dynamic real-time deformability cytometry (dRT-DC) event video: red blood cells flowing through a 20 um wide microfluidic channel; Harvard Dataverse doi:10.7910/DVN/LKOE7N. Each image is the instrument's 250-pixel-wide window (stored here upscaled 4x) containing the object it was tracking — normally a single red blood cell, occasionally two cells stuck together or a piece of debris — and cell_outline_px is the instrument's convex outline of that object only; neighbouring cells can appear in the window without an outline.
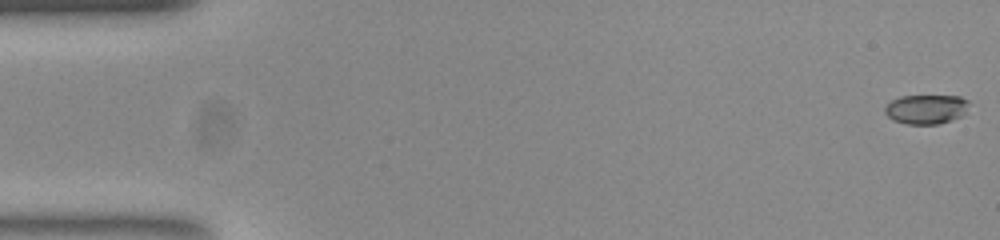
{"species": "common noctule bat (a hibernating species)", "species_latin": "Nyctalus noctula", "temperature_condition": "room temperature", "stored_images_in_passage": 54, "camera_frame_rate_fps": 3000, "um_per_image_px": 0.085, "animal": {"sex": "female", "body_mass_g": 23.0, "forearm_length_mm": 53.4}, "frame": {"image": 1, "passage_image": 1, "time_ms": 0.0, "image_size_px": [1000, 240], "cell_outline_px": [[968, 104], [964, 112], [960, 116], [952, 120], [940, 124], [908, 124], [892, 120], [884, 112], [884, 108], [892, 100], [900, 96], [960, 96], [968, 100]], "centroid_in_image_um": [78.7, 9.28], "position_along_channel_um": 6.3, "area_um2": 14.33}}
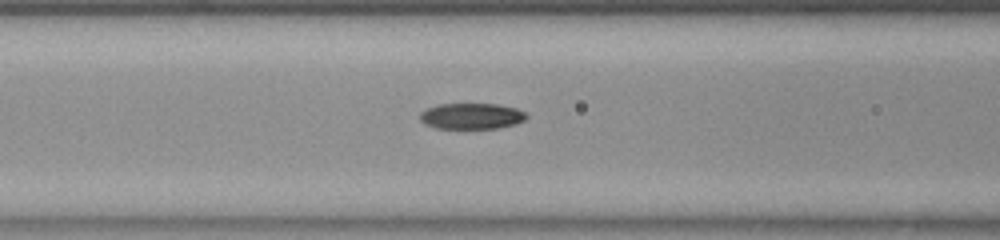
{"frame": {"image": 2, "passage_image": 22, "time_ms": 7.0, "image_size_px": [1000, 240], "cell_outline_px": [[528, 116], [524, 120], [516, 124], [496, 128], [436, 128], [424, 124], [420, 120], [420, 112], [424, 108], [436, 104], [496, 104], [516, 108], [524, 112]], "centroid_in_image_um": [40.03, 9.86], "position_along_channel_um": 126.6, "area_um2": 16.18}}
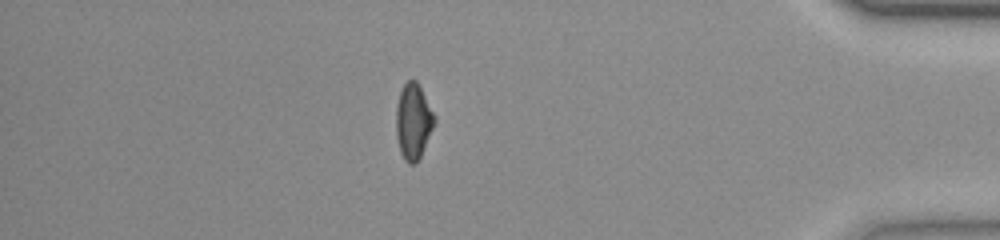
{"frame": {"image": 3, "passage_image": 47, "time_ms": 15.333, "image_size_px": [1000, 240], "cell_outline_px": [[436, 120], [420, 156], [416, 164], [408, 164], [404, 160], [400, 152], [396, 136], [396, 104], [400, 92], [404, 84], [408, 80], [416, 80], [436, 116]], "centroid_in_image_um": [35.11, 10.33], "position_along_channel_um": 400.1, "area_um2": 16.88}, "authors_computed_cell_mechanics": {"area_um2": 16.4441, "velocity_mm_per_s": 3.8051, "shape_relaxation_time_tau1_ms": 4.2786, "shape_relaxation_time_tau2_ms": 8.0906, "deformation_change_tau1": 0.1626, "deformation_change_tau2": 0.1159}}